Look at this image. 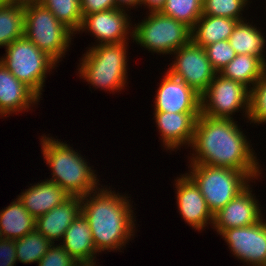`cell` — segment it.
Instances as JSON below:
<instances>
[{"instance_id": "13", "label": "cell", "mask_w": 266, "mask_h": 266, "mask_svg": "<svg viewBox=\"0 0 266 266\" xmlns=\"http://www.w3.org/2000/svg\"><path fill=\"white\" fill-rule=\"evenodd\" d=\"M163 77L155 91L154 112H201L199 93L168 71Z\"/></svg>"}, {"instance_id": "23", "label": "cell", "mask_w": 266, "mask_h": 266, "mask_svg": "<svg viewBox=\"0 0 266 266\" xmlns=\"http://www.w3.org/2000/svg\"><path fill=\"white\" fill-rule=\"evenodd\" d=\"M265 71L266 64L259 57L237 54L219 74L227 79L237 81L251 90Z\"/></svg>"}, {"instance_id": "16", "label": "cell", "mask_w": 266, "mask_h": 266, "mask_svg": "<svg viewBox=\"0 0 266 266\" xmlns=\"http://www.w3.org/2000/svg\"><path fill=\"white\" fill-rule=\"evenodd\" d=\"M200 114L201 112H154V120L164 148L178 151L181 146L190 147L194 138L196 120Z\"/></svg>"}, {"instance_id": "38", "label": "cell", "mask_w": 266, "mask_h": 266, "mask_svg": "<svg viewBox=\"0 0 266 266\" xmlns=\"http://www.w3.org/2000/svg\"><path fill=\"white\" fill-rule=\"evenodd\" d=\"M11 0H0V7L8 4Z\"/></svg>"}, {"instance_id": "26", "label": "cell", "mask_w": 266, "mask_h": 266, "mask_svg": "<svg viewBox=\"0 0 266 266\" xmlns=\"http://www.w3.org/2000/svg\"><path fill=\"white\" fill-rule=\"evenodd\" d=\"M51 245L48 239L34 229L29 234L15 240L17 261L24 264L38 263Z\"/></svg>"}, {"instance_id": "15", "label": "cell", "mask_w": 266, "mask_h": 266, "mask_svg": "<svg viewBox=\"0 0 266 266\" xmlns=\"http://www.w3.org/2000/svg\"><path fill=\"white\" fill-rule=\"evenodd\" d=\"M174 182L177 208L183 220L195 231L201 232L208 223L212 226L213 214L195 182L186 173L181 174Z\"/></svg>"}, {"instance_id": "12", "label": "cell", "mask_w": 266, "mask_h": 266, "mask_svg": "<svg viewBox=\"0 0 266 266\" xmlns=\"http://www.w3.org/2000/svg\"><path fill=\"white\" fill-rule=\"evenodd\" d=\"M126 12L116 8L85 15L79 33L88 31L95 36V45L129 42L133 26Z\"/></svg>"}, {"instance_id": "34", "label": "cell", "mask_w": 266, "mask_h": 266, "mask_svg": "<svg viewBox=\"0 0 266 266\" xmlns=\"http://www.w3.org/2000/svg\"><path fill=\"white\" fill-rule=\"evenodd\" d=\"M17 254L15 240H0V266H15Z\"/></svg>"}, {"instance_id": "20", "label": "cell", "mask_w": 266, "mask_h": 266, "mask_svg": "<svg viewBox=\"0 0 266 266\" xmlns=\"http://www.w3.org/2000/svg\"><path fill=\"white\" fill-rule=\"evenodd\" d=\"M61 246L78 262L94 261L99 254L93 243L88 220L80 213L67 228Z\"/></svg>"}, {"instance_id": "14", "label": "cell", "mask_w": 266, "mask_h": 266, "mask_svg": "<svg viewBox=\"0 0 266 266\" xmlns=\"http://www.w3.org/2000/svg\"><path fill=\"white\" fill-rule=\"evenodd\" d=\"M250 186L251 184L213 215L212 228L218 234L226 229L255 224L263 218V209Z\"/></svg>"}, {"instance_id": "4", "label": "cell", "mask_w": 266, "mask_h": 266, "mask_svg": "<svg viewBox=\"0 0 266 266\" xmlns=\"http://www.w3.org/2000/svg\"><path fill=\"white\" fill-rule=\"evenodd\" d=\"M127 42L94 45L88 48L78 65L79 77L94 88L119 92L126 86L128 77ZM115 91V92H114Z\"/></svg>"}, {"instance_id": "9", "label": "cell", "mask_w": 266, "mask_h": 266, "mask_svg": "<svg viewBox=\"0 0 266 266\" xmlns=\"http://www.w3.org/2000/svg\"><path fill=\"white\" fill-rule=\"evenodd\" d=\"M250 90L243 84L227 79L217 73L207 89L200 95L201 114L211 118L234 119L235 112L247 120Z\"/></svg>"}, {"instance_id": "31", "label": "cell", "mask_w": 266, "mask_h": 266, "mask_svg": "<svg viewBox=\"0 0 266 266\" xmlns=\"http://www.w3.org/2000/svg\"><path fill=\"white\" fill-rule=\"evenodd\" d=\"M204 49L208 60L217 73H220L221 70L237 55L228 40L213 43L206 46Z\"/></svg>"}, {"instance_id": "24", "label": "cell", "mask_w": 266, "mask_h": 266, "mask_svg": "<svg viewBox=\"0 0 266 266\" xmlns=\"http://www.w3.org/2000/svg\"><path fill=\"white\" fill-rule=\"evenodd\" d=\"M261 29H257L255 24L247 22V20L239 21L234 28L229 44L235 50L236 54H248L259 57L265 64V45L266 40Z\"/></svg>"}, {"instance_id": "19", "label": "cell", "mask_w": 266, "mask_h": 266, "mask_svg": "<svg viewBox=\"0 0 266 266\" xmlns=\"http://www.w3.org/2000/svg\"><path fill=\"white\" fill-rule=\"evenodd\" d=\"M17 197L29 214L34 219H37L54 207L62 204L70 195L58 184L44 180L43 182L31 185V187L25 189Z\"/></svg>"}, {"instance_id": "27", "label": "cell", "mask_w": 266, "mask_h": 266, "mask_svg": "<svg viewBox=\"0 0 266 266\" xmlns=\"http://www.w3.org/2000/svg\"><path fill=\"white\" fill-rule=\"evenodd\" d=\"M51 11L59 22L69 28L74 35L79 32L83 22L80 0H37Z\"/></svg>"}, {"instance_id": "29", "label": "cell", "mask_w": 266, "mask_h": 266, "mask_svg": "<svg viewBox=\"0 0 266 266\" xmlns=\"http://www.w3.org/2000/svg\"><path fill=\"white\" fill-rule=\"evenodd\" d=\"M249 0H203L202 15L220 16L243 21ZM242 12V13H241Z\"/></svg>"}, {"instance_id": "3", "label": "cell", "mask_w": 266, "mask_h": 266, "mask_svg": "<svg viewBox=\"0 0 266 266\" xmlns=\"http://www.w3.org/2000/svg\"><path fill=\"white\" fill-rule=\"evenodd\" d=\"M41 137V153L46 161L44 163L52 170V178L46 180L58 184L70 196L83 197L100 187L96 170L88 166L87 159L78 151L52 136L44 134Z\"/></svg>"}, {"instance_id": "30", "label": "cell", "mask_w": 266, "mask_h": 266, "mask_svg": "<svg viewBox=\"0 0 266 266\" xmlns=\"http://www.w3.org/2000/svg\"><path fill=\"white\" fill-rule=\"evenodd\" d=\"M248 120L258 126L266 123V71L250 90Z\"/></svg>"}, {"instance_id": "36", "label": "cell", "mask_w": 266, "mask_h": 266, "mask_svg": "<svg viewBox=\"0 0 266 266\" xmlns=\"http://www.w3.org/2000/svg\"><path fill=\"white\" fill-rule=\"evenodd\" d=\"M140 3L141 0H116V8L127 11L128 8H130V10L135 7L137 8L140 6Z\"/></svg>"}, {"instance_id": "25", "label": "cell", "mask_w": 266, "mask_h": 266, "mask_svg": "<svg viewBox=\"0 0 266 266\" xmlns=\"http://www.w3.org/2000/svg\"><path fill=\"white\" fill-rule=\"evenodd\" d=\"M24 1L11 0L0 7V48L24 36Z\"/></svg>"}, {"instance_id": "11", "label": "cell", "mask_w": 266, "mask_h": 266, "mask_svg": "<svg viewBox=\"0 0 266 266\" xmlns=\"http://www.w3.org/2000/svg\"><path fill=\"white\" fill-rule=\"evenodd\" d=\"M220 235L230 252L249 266H266V219L257 223L223 230Z\"/></svg>"}, {"instance_id": "18", "label": "cell", "mask_w": 266, "mask_h": 266, "mask_svg": "<svg viewBox=\"0 0 266 266\" xmlns=\"http://www.w3.org/2000/svg\"><path fill=\"white\" fill-rule=\"evenodd\" d=\"M81 213V197L70 196L62 204L35 219V229L52 244L61 241L67 228Z\"/></svg>"}, {"instance_id": "1", "label": "cell", "mask_w": 266, "mask_h": 266, "mask_svg": "<svg viewBox=\"0 0 266 266\" xmlns=\"http://www.w3.org/2000/svg\"><path fill=\"white\" fill-rule=\"evenodd\" d=\"M234 119L200 114L196 120L190 164L227 167L244 172L253 183L262 168L247 136ZM261 168V169H260Z\"/></svg>"}, {"instance_id": "37", "label": "cell", "mask_w": 266, "mask_h": 266, "mask_svg": "<svg viewBox=\"0 0 266 266\" xmlns=\"http://www.w3.org/2000/svg\"><path fill=\"white\" fill-rule=\"evenodd\" d=\"M74 266H97L96 261H80L77 262Z\"/></svg>"}, {"instance_id": "10", "label": "cell", "mask_w": 266, "mask_h": 266, "mask_svg": "<svg viewBox=\"0 0 266 266\" xmlns=\"http://www.w3.org/2000/svg\"><path fill=\"white\" fill-rule=\"evenodd\" d=\"M172 55L175 59L167 71L184 80L201 95L217 74L207 58L205 49L191 41L175 50Z\"/></svg>"}, {"instance_id": "22", "label": "cell", "mask_w": 266, "mask_h": 266, "mask_svg": "<svg viewBox=\"0 0 266 266\" xmlns=\"http://www.w3.org/2000/svg\"><path fill=\"white\" fill-rule=\"evenodd\" d=\"M35 229V219L16 198L0 212V233L3 239L17 240Z\"/></svg>"}, {"instance_id": "28", "label": "cell", "mask_w": 266, "mask_h": 266, "mask_svg": "<svg viewBox=\"0 0 266 266\" xmlns=\"http://www.w3.org/2000/svg\"><path fill=\"white\" fill-rule=\"evenodd\" d=\"M203 0H166L161 13L193 27L202 16Z\"/></svg>"}, {"instance_id": "35", "label": "cell", "mask_w": 266, "mask_h": 266, "mask_svg": "<svg viewBox=\"0 0 266 266\" xmlns=\"http://www.w3.org/2000/svg\"><path fill=\"white\" fill-rule=\"evenodd\" d=\"M166 0H141L140 7L144 5V8L147 7L149 12H161L165 6Z\"/></svg>"}, {"instance_id": "21", "label": "cell", "mask_w": 266, "mask_h": 266, "mask_svg": "<svg viewBox=\"0 0 266 266\" xmlns=\"http://www.w3.org/2000/svg\"><path fill=\"white\" fill-rule=\"evenodd\" d=\"M239 21L227 17L202 15L192 27L191 41L205 48L228 40Z\"/></svg>"}, {"instance_id": "8", "label": "cell", "mask_w": 266, "mask_h": 266, "mask_svg": "<svg viewBox=\"0 0 266 266\" xmlns=\"http://www.w3.org/2000/svg\"><path fill=\"white\" fill-rule=\"evenodd\" d=\"M142 22L132 29V40L149 52L172 54L191 42L192 28L187 24L163 15L161 12L146 14Z\"/></svg>"}, {"instance_id": "2", "label": "cell", "mask_w": 266, "mask_h": 266, "mask_svg": "<svg viewBox=\"0 0 266 266\" xmlns=\"http://www.w3.org/2000/svg\"><path fill=\"white\" fill-rule=\"evenodd\" d=\"M127 198L130 197L112 191L110 186L81 197V213L88 220L98 253L119 251L135 236L134 210Z\"/></svg>"}, {"instance_id": "32", "label": "cell", "mask_w": 266, "mask_h": 266, "mask_svg": "<svg viewBox=\"0 0 266 266\" xmlns=\"http://www.w3.org/2000/svg\"><path fill=\"white\" fill-rule=\"evenodd\" d=\"M77 262L59 243L50 246L39 260L38 266H74Z\"/></svg>"}, {"instance_id": "33", "label": "cell", "mask_w": 266, "mask_h": 266, "mask_svg": "<svg viewBox=\"0 0 266 266\" xmlns=\"http://www.w3.org/2000/svg\"><path fill=\"white\" fill-rule=\"evenodd\" d=\"M82 16L116 9V0H80Z\"/></svg>"}, {"instance_id": "5", "label": "cell", "mask_w": 266, "mask_h": 266, "mask_svg": "<svg viewBox=\"0 0 266 266\" xmlns=\"http://www.w3.org/2000/svg\"><path fill=\"white\" fill-rule=\"evenodd\" d=\"M24 9V36L59 63L74 33L37 0L24 1Z\"/></svg>"}, {"instance_id": "6", "label": "cell", "mask_w": 266, "mask_h": 266, "mask_svg": "<svg viewBox=\"0 0 266 266\" xmlns=\"http://www.w3.org/2000/svg\"><path fill=\"white\" fill-rule=\"evenodd\" d=\"M186 173L199 187L210 212L214 215L242 192L252 180L244 173L227 167L190 164Z\"/></svg>"}, {"instance_id": "17", "label": "cell", "mask_w": 266, "mask_h": 266, "mask_svg": "<svg viewBox=\"0 0 266 266\" xmlns=\"http://www.w3.org/2000/svg\"><path fill=\"white\" fill-rule=\"evenodd\" d=\"M40 98L20 82L0 61V117L17 114L38 104Z\"/></svg>"}, {"instance_id": "7", "label": "cell", "mask_w": 266, "mask_h": 266, "mask_svg": "<svg viewBox=\"0 0 266 266\" xmlns=\"http://www.w3.org/2000/svg\"><path fill=\"white\" fill-rule=\"evenodd\" d=\"M5 55L0 58L4 66L20 81L42 98L47 74L56 69L57 62L41 51L25 36L5 47ZM51 71V72H50Z\"/></svg>"}]
</instances>
